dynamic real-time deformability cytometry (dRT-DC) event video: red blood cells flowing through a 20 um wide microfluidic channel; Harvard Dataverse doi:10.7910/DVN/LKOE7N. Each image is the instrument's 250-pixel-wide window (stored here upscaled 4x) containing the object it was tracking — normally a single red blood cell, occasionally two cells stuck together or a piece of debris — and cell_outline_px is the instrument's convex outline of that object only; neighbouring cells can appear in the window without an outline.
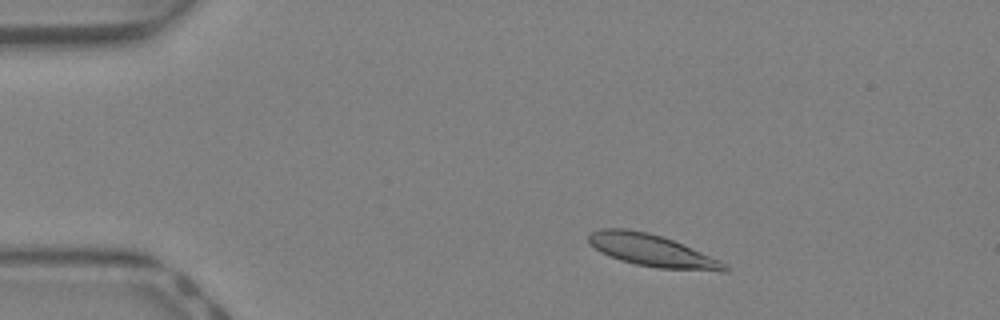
{"species": "Egyptian fruit bat (a non-hibernating species)", "species_latin": "Rousettus aegyptiacus", "temperature_condition": "warm", "stored_images_in_passage": 40, "camera_frame_rate_fps": 3000, "um_per_image_px": 0.085, "animal": {"sex": "female"}, "frame": {"image": 1, "passage_image": 5, "time_ms": 1.333, "image_size_px": [1000, 320], "cell_outline_px": [[732, 268], [728, 272], [720, 272], [656, 268], [636, 264], [620, 260], [608, 256], [600, 252], [588, 244], [588, 236], [592, 232], [600, 228], [628, 228], [648, 232], [684, 244], [720, 260], [728, 264]], "centroid_in_image_um": [55.46, 21.31], "position_along_channel_um": 29.5, "area_um2": 25.95}}
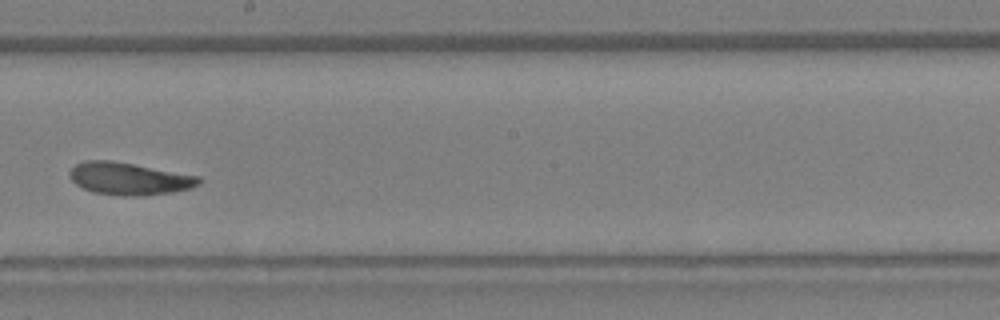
{"frame": {"image": 2, "passage_image": 22, "time_ms": 7.0, "image_size_px": [1000, 320], "cell_outline_px": [[204, 180], [200, 184], [192, 188], [172, 192], [144, 196], [120, 196], [92, 192], [76, 184], [72, 180], [68, 172], [76, 164], [84, 160], [112, 160], [200, 176]], "centroid_in_image_um": [11.01, 15.19], "position_along_channel_um": 237.2, "area_um2": 24.62}}
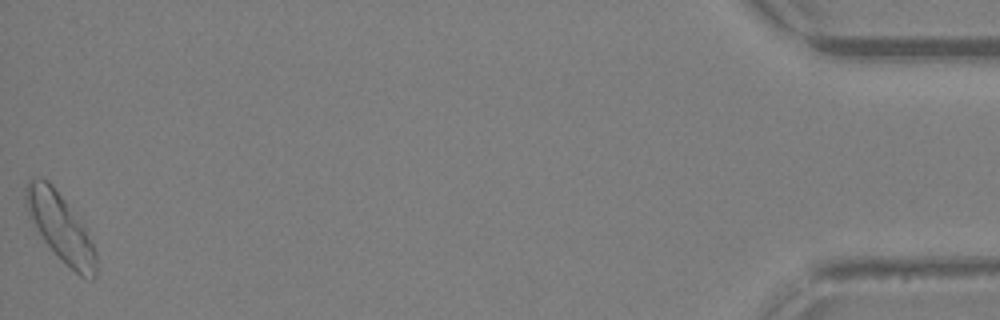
{"frame": {"image": 3, "passage_image": 40, "time_ms": 13.0, "image_size_px": [1000, 320], "cell_outline_px": [[96, 276], [92, 280], [80, 276], [44, 240], [28, 216], [24, 200], [24, 192], [28, 180], [32, 176], [36, 176], [48, 180], [52, 184], [64, 200], [84, 228], [96, 252]], "centroid_in_image_um": [5.08, 19.25], "position_along_channel_um": 430.1, "area_um2": 26.93}, "authors_computed_cell_mechanics": {"area_um2": 24.4205, "velocity_mm_per_s": 4.8125, "shape_relaxation_time_tau1_ms": 3.4795, "shape_relaxation_time_tau2_ms": 7.4266, "deformation_change_tau1": 0.1623, "deformation_change_tau2": 0.1298}}